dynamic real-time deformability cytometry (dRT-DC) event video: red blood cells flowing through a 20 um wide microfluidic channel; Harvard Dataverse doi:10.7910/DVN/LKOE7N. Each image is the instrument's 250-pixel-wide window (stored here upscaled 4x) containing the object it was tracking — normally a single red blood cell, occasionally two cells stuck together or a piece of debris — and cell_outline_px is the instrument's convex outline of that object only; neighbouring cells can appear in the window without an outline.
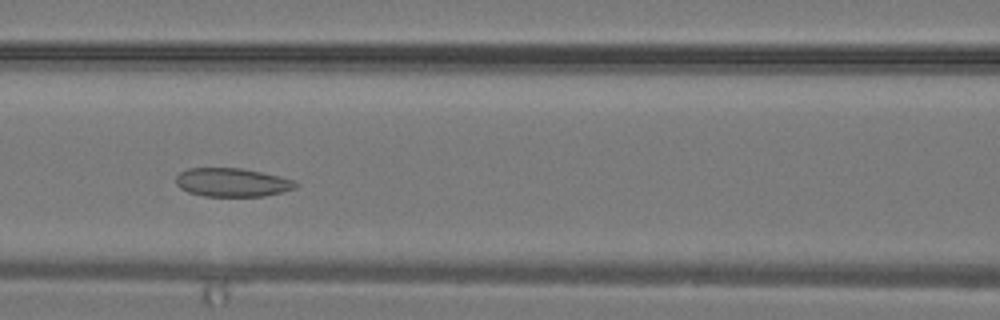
{"species": "common noctule bat (a hibernating species)", "species_latin": "Nyctalus noctula", "temperature_condition": "warm", "stored_images_in_passage": 24, "camera_frame_rate_fps": 3000, "um_per_image_px": 0.085, "animal": {"sex": "male", "body_mass_g": 19.2, "forearm_length_mm": 51.8}, "frame": {"image": 1, "passage_image": 7, "time_ms": 2.0, "image_size_px": [1000, 320], "cell_outline_px": [[296, 188], [264, 196], [204, 196], [188, 192], [180, 188], [176, 184], [176, 176], [180, 172], [188, 168], [240, 168], [280, 176], [296, 180]], "centroid_in_image_um": [19.72, 15.5], "position_along_channel_um": 146.9, "area_um2": 19.88}}
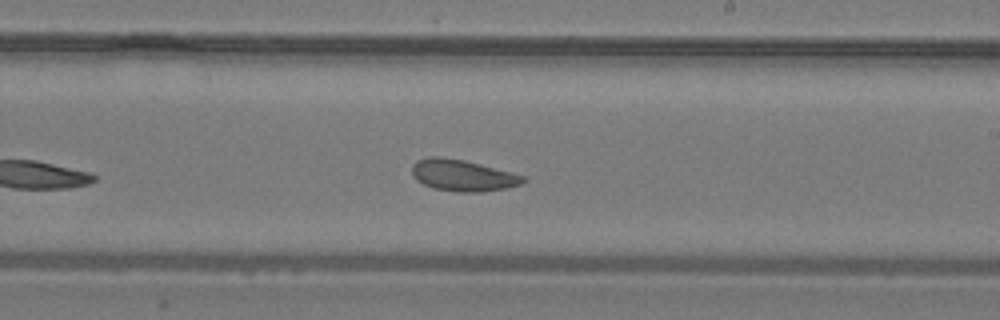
{"frame": {"image": 2, "passage_image": 12, "time_ms": 3.667, "image_size_px": [1000, 320], "cell_outline_px": [[528, 180], [520, 184], [508, 188], [480, 192], [460, 192], [432, 188], [416, 180], [412, 176], [412, 164], [416, 160], [428, 156], [440, 156], [464, 160], [480, 164], [524, 176]], "centroid_in_image_um": [39.29, 14.9], "position_along_channel_um": 249.7, "area_um2": 20.46}}
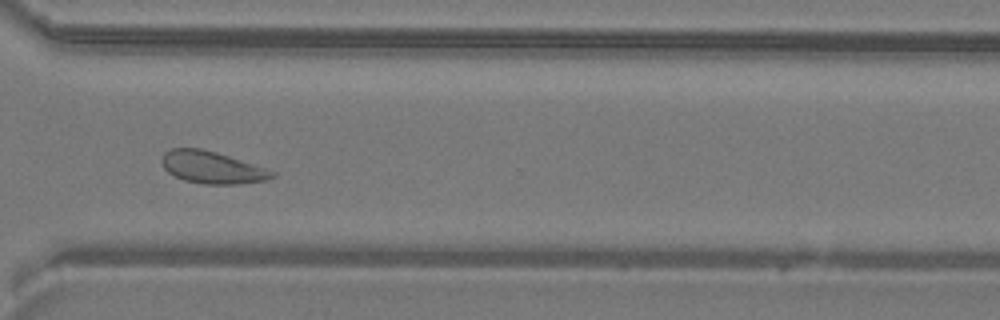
{"frame": {"image": 3, "passage_image": 17, "time_ms": 5.333, "image_size_px": [1000, 320], "cell_outline_px": [[276, 176], [268, 180], [236, 184], [204, 184], [184, 180], [168, 172], [164, 168], [160, 160], [164, 152], [172, 148], [200, 148], [216, 152], [276, 172]], "centroid_in_image_um": [18.0, 14.23], "position_along_channel_um": 352.6, "area_um2": 20.52}}